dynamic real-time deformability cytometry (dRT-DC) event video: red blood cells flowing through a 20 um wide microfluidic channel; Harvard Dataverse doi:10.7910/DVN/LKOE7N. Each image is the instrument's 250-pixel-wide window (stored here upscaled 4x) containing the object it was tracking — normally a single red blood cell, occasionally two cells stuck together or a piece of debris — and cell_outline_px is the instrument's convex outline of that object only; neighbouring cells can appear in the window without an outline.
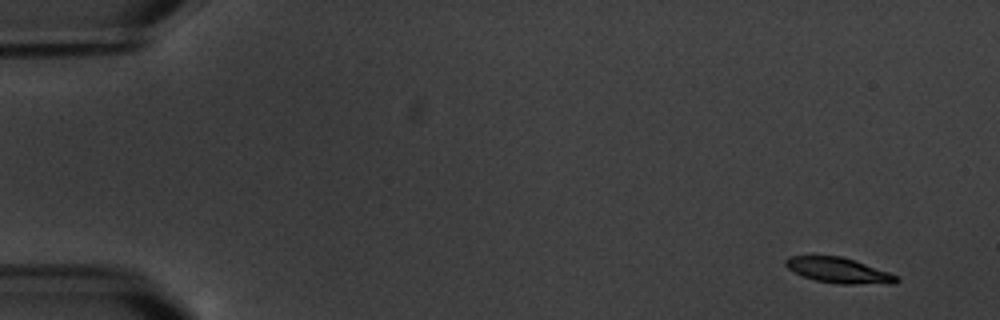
{"species": "common noctule bat (a hibernating species)", "species_latin": "Nyctalus noctula", "temperature_condition": "warm", "stored_images_in_passage": 4, "camera_frame_rate_fps": 3000, "um_per_image_px": 0.085, "animal": {"sex": "male", "body_mass_g": 20.1, "forearm_length_mm": 53.5}, "frame": {"image": 1, "passage_image": 1, "time_ms": 0.0, "image_size_px": [1000, 320], "cell_outline_px": [[900, 280], [896, 284], [840, 284], [816, 280], [792, 272], [784, 264], [784, 260], [788, 256], [840, 256], [900, 276]], "centroid_in_image_um": [71.3, 22.99], "position_along_channel_um": 13.7, "area_um2": 16.36}}
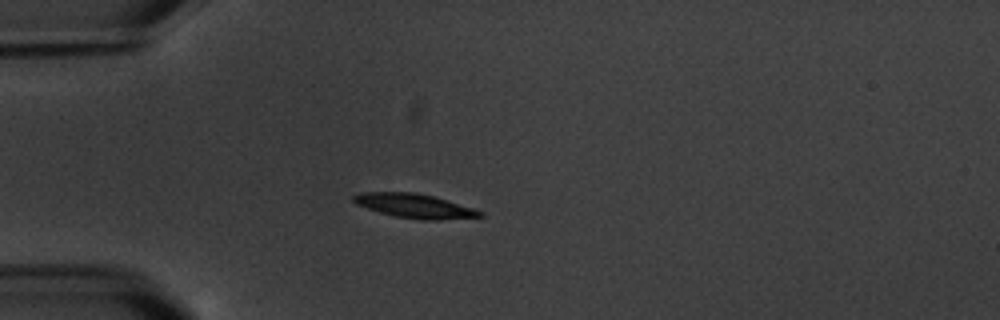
{"frame": {"image": 2, "passage_image": 4, "time_ms": 4.333, "image_size_px": [1000, 320], "cell_outline_px": [[484, 216], [440, 220], [420, 220], [396, 216], [380, 212], [356, 204], [352, 200], [352, 196], [360, 192], [416, 192], [432, 196], [472, 208], [484, 212]], "centroid_in_image_um": [35.22, 17.5], "position_along_channel_um": 49.8, "area_um2": 17.63}}